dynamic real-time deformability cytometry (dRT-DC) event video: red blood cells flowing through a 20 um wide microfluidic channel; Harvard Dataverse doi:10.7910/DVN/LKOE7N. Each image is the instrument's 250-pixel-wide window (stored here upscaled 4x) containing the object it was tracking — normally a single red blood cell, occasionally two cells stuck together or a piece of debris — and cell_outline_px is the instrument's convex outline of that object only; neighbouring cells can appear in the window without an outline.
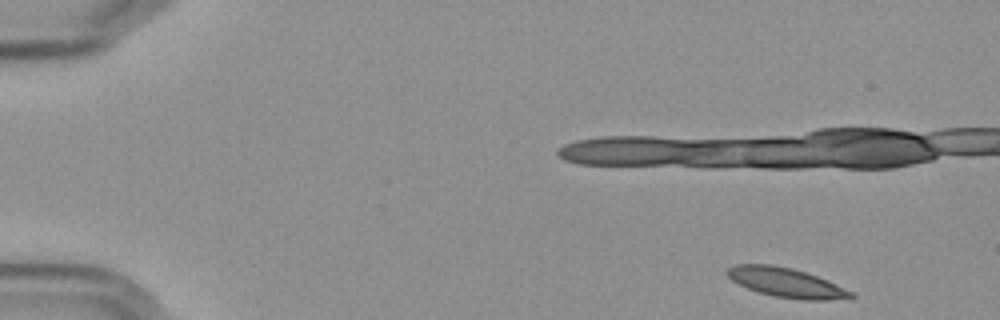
{"species": "Egyptian fruit bat (a non-hibernating species)", "species_latin": "Rousettus aegyptiacus", "temperature_condition": "cold", "stored_images_in_passage": 6, "camera_frame_rate_fps": 3000, "um_per_image_px": 0.085, "frame": {"image": 1, "passage_image": 1, "time_ms": 0.0, "image_size_px": [1000, 320], "cell_outline_px": [[856, 296], [824, 300], [804, 300], [772, 296], [748, 288], [732, 280], [724, 272], [728, 268], [736, 264], [772, 264], [792, 268], [828, 280], [852, 292]], "centroid_in_image_um": [66.78, 24.01], "position_along_channel_um": 18.2, "area_um2": 20.92}}
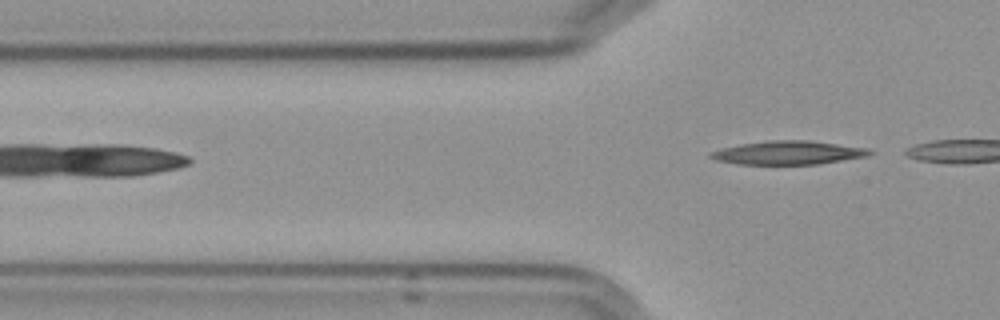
{"frame": {"image": 2, "passage_image": 6, "time_ms": 7.0, "image_size_px": [1000, 320], "cell_outline_px": [[876, 152], [868, 156], [816, 164], [740, 164], [716, 160], [708, 156], [708, 152], [720, 148], [740, 144], [768, 140], [808, 140], [868, 148]], "centroid_in_image_um": [66.98, 12.97], "position_along_channel_um": 58.8, "area_um2": 21.91}}